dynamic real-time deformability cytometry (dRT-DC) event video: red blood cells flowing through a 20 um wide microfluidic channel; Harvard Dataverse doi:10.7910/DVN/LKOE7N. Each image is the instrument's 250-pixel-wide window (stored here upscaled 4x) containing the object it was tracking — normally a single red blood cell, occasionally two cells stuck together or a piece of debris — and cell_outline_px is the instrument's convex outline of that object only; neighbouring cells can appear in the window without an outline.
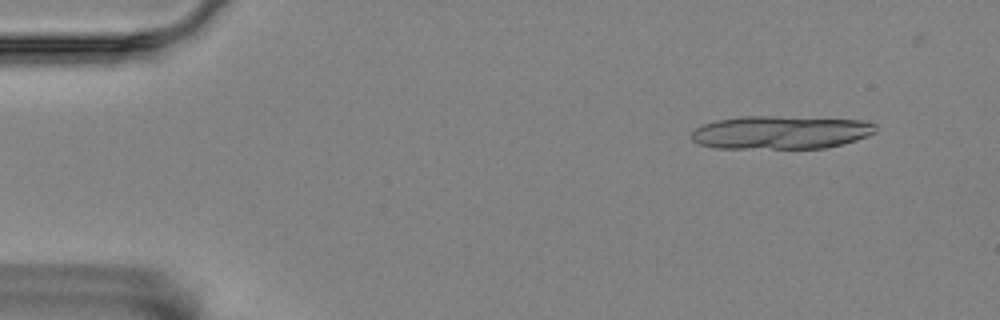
{"species": "Egyptian fruit bat (a non-hibernating species)", "species_latin": "Rousettus aegyptiacus", "temperature_condition": "room temperature", "stored_images_in_passage": 11, "camera_frame_rate_fps": 3000, "um_per_image_px": 0.085, "animal": {"sex": "female"}, "frame": {"image": 1, "passage_image": 1, "time_ms": 0.0, "image_size_px": [1000, 320], "cell_outline_px": [[876, 132], [868, 136], [856, 140], [824, 148], [716, 148], [696, 144], [688, 136], [700, 124], [716, 120], [740, 116], [772, 116], [864, 120], [876, 124]], "centroid_in_image_um": [66.3, 11.25], "position_along_channel_um": 18.7, "area_um2": 36.01}}